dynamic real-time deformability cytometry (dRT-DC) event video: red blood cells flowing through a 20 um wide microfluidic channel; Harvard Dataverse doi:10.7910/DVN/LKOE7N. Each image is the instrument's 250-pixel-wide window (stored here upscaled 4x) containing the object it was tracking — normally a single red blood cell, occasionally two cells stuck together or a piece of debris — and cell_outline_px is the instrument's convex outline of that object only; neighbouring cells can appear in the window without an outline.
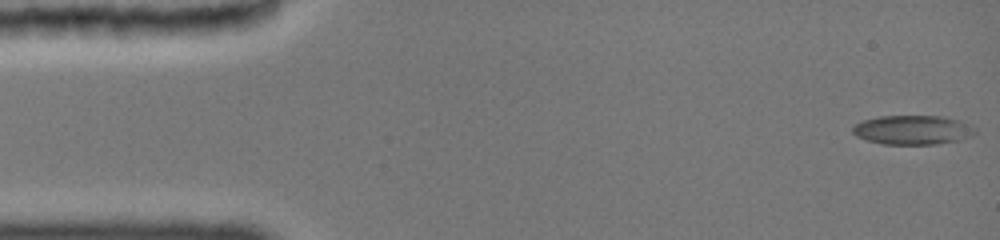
{"species": "common noctule bat (a hibernating species)", "species_latin": "Nyctalus noctula", "temperature_condition": "cold", "stored_images_in_passage": 16, "camera_frame_rate_fps": 3000, "um_per_image_px": 0.085, "animal": {"sex": "female", "body_mass_g": 19.0, "forearm_length_mm": 51.5}, "frame": {"image": 1, "passage_image": 1, "time_ms": 0.0, "image_size_px": [1000, 240], "cell_outline_px": [[976, 132], [972, 136], [960, 140], [936, 144], [884, 144], [868, 140], [856, 136], [852, 132], [852, 128], [856, 124], [864, 120], [880, 116], [944, 116], [960, 120], [976, 128]], "centroid_in_image_um": [77.62, 11.04], "position_along_channel_um": 7.4, "area_um2": 20.87}}
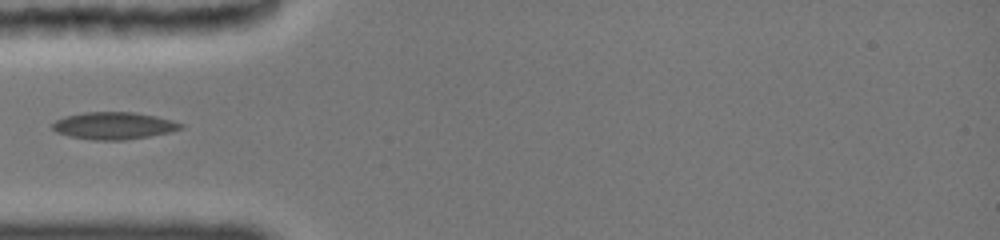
{"frame": {"image": 2, "passage_image": 12, "time_ms": 4.667, "image_size_px": [1000, 240], "cell_outline_px": [[184, 128], [168, 132], [148, 136], [124, 140], [92, 140], [68, 136], [56, 132], [52, 128], [52, 124], [56, 120], [68, 116], [84, 112], [132, 112], [156, 116], [172, 120], [184, 124]], "centroid_in_image_um": [9.67, 10.69], "position_along_channel_um": 75.3, "area_um2": 20.23}}
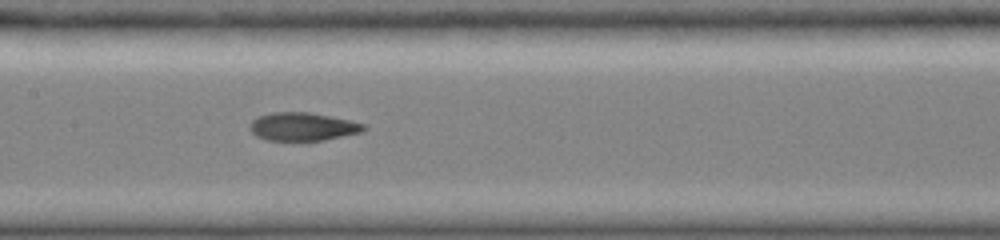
{"frame": {"image": 3, "passage_image": 16, "time_ms": 7.333, "image_size_px": [1000, 240], "cell_outline_px": [[368, 128], [364, 132], [324, 140], [268, 140], [256, 136], [248, 128], [252, 120], [260, 116], [276, 112], [308, 112], [348, 120], [364, 124]], "centroid_in_image_um": [25.75, 10.77], "position_along_channel_um": 181.6, "area_um2": 18.55}}